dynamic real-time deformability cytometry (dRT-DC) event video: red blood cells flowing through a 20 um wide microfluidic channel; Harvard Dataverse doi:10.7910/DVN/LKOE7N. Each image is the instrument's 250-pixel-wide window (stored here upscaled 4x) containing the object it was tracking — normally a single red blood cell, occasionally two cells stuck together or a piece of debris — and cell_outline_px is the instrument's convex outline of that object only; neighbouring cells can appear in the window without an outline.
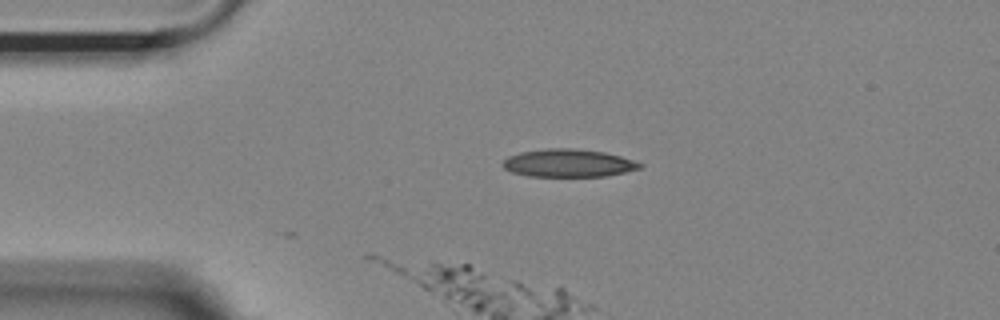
{"species": "Egyptian fruit bat (a non-hibernating species)", "species_latin": "Rousettus aegyptiacus", "temperature_condition": "room temperature", "stored_images_in_passage": 2, "camera_frame_rate_fps": 3000, "um_per_image_px": 0.085, "animal": {"sex": "female"}, "frame": {"image": 1, "passage_image": 2, "time_ms": 0.333, "image_size_px": [1000, 320], "cell_outline_px": [[644, 164], [640, 168], [624, 172], [604, 176], [528, 176], [512, 172], [504, 168], [500, 164], [508, 156], [520, 152], [548, 148], [576, 148], [604, 152], [620, 156]], "centroid_in_image_um": [48.27, 13.85], "position_along_channel_um": 36.7, "area_um2": 22.2}}